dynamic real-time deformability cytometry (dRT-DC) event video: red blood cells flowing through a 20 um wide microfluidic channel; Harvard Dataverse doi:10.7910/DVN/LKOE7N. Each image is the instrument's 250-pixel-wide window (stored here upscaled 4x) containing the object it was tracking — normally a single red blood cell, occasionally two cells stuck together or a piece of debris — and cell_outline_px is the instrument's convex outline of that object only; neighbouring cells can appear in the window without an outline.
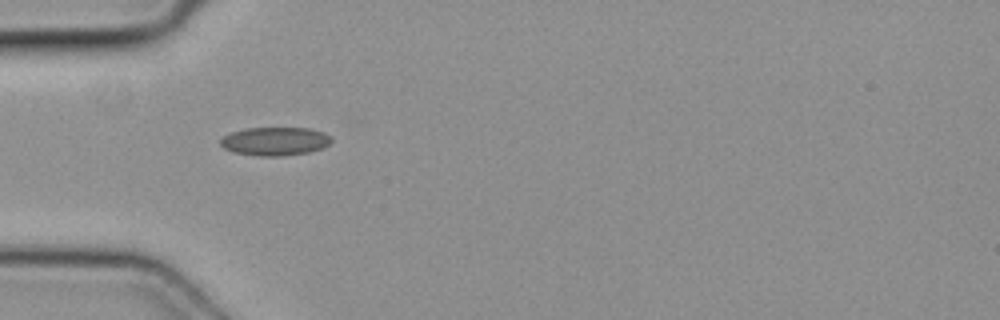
{"species": "common noctule bat (a hibernating species)", "species_latin": "Nyctalus noctula", "temperature_condition": "cold", "stored_images_in_passage": 2, "camera_frame_rate_fps": 3000, "um_per_image_px": 0.085, "animal": {"sex": "female", "body_mass_g": 19.3, "forearm_length_mm": 54.1}, "frame": {"image": 1, "passage_image": 1, "time_ms": 0.0, "image_size_px": [1000, 320], "cell_outline_px": [[332, 140], [328, 144], [320, 148], [308, 152], [280, 156], [260, 156], [232, 152], [224, 148], [220, 144], [220, 140], [224, 136], [232, 132], [244, 128], [308, 128], [324, 132], [332, 136]], "centroid_in_image_um": [23.36, 12.0], "position_along_channel_um": 61.6, "area_um2": 18.32}}
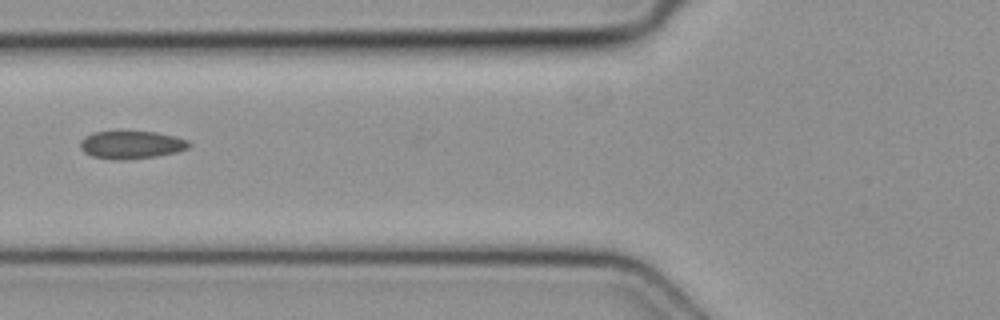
{"frame": {"image": 2, "passage_image": 2, "time_ms": 0.333, "image_size_px": [1000, 320], "cell_outline_px": [[192, 144], [188, 148], [176, 152], [156, 156], [120, 160], [112, 160], [92, 156], [84, 152], [80, 148], [80, 140], [84, 136], [92, 132], [156, 132], [176, 136], [188, 140]], "centroid_in_image_um": [11.15, 12.31], "position_along_channel_um": 114.6, "area_um2": 17.69}}